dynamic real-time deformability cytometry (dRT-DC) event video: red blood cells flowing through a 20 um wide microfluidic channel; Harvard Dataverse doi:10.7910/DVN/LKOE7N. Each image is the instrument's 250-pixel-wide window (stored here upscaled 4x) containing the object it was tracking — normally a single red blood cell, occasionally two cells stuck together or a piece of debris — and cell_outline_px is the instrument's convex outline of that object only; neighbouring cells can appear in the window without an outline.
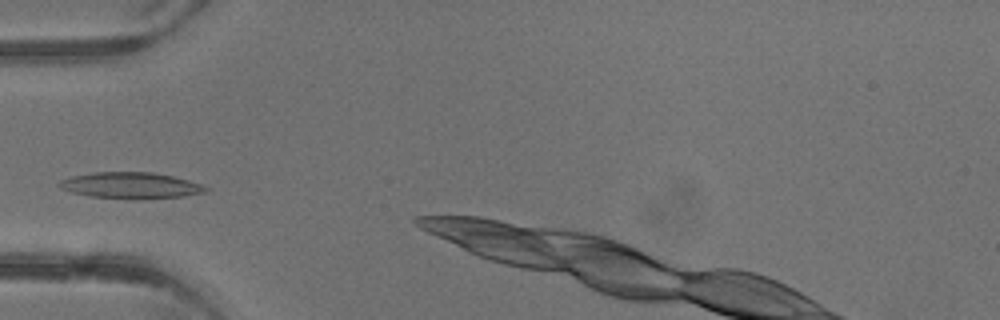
{"species": "common noctule bat (a hibernating species)", "species_latin": "Nyctalus noctula", "temperature_condition": "warm", "stored_images_in_passage": 3, "camera_frame_rate_fps": 3000, "um_per_image_px": 0.085, "animal": {"sex": "male", "body_mass_g": 13.3}, "frame": {"image": 1, "passage_image": 1, "time_ms": 0.0, "image_size_px": [1000, 320], "cell_outline_px": [[208, 188], [204, 192], [184, 196], [92, 196], [72, 192], [60, 188], [56, 184], [60, 180], [72, 176], [92, 172], [152, 172], [172, 176], [188, 180], [200, 184]], "centroid_in_image_um": [11.04, 15.7], "position_along_channel_um": 74.0, "area_um2": 21.04}}